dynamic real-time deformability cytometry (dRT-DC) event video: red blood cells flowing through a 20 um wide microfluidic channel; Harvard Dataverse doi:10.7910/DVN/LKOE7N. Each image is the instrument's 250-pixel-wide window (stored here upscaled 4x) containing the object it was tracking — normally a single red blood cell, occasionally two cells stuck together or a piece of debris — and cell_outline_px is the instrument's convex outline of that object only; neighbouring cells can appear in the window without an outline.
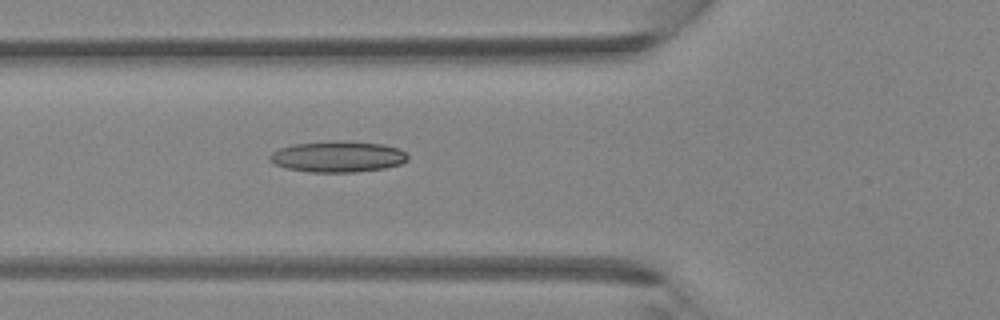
{"species": "Egyptian fruit bat (a non-hibernating species)", "species_latin": "Rousettus aegyptiacus", "temperature_condition": "room temperature", "stored_images_in_passage": 17, "camera_frame_rate_fps": 3000, "um_per_image_px": 0.085, "animal": {"sex": "female"}, "frame": {"image": 1, "passage_image": 15, "time_ms": 4.667, "image_size_px": [1000, 320], "cell_outline_px": [[408, 160], [400, 164], [384, 168], [356, 172], [308, 172], [284, 168], [268, 160], [268, 156], [272, 152], [280, 148], [292, 144], [328, 140], [344, 140], [384, 144], [400, 148], [408, 156]], "centroid_in_image_um": [28.69, 13.3], "position_along_channel_um": 97.1, "area_um2": 25.43}}